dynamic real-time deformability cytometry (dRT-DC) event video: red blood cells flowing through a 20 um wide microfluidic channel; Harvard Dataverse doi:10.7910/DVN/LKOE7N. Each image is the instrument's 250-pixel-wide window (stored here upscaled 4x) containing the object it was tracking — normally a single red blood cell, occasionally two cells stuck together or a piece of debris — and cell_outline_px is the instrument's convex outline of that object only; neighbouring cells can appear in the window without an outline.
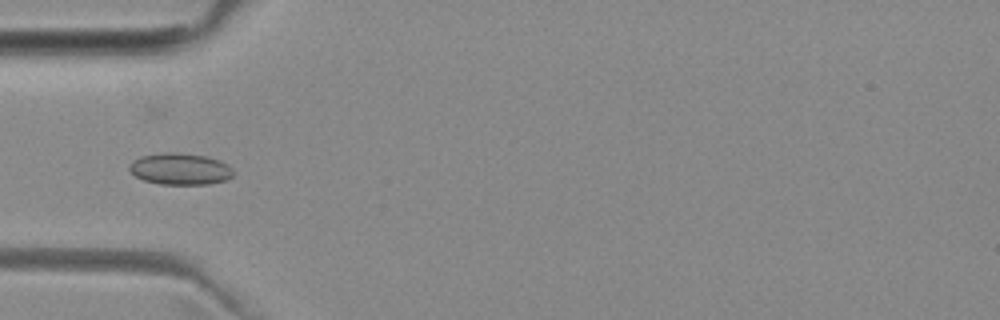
{"species": "common noctule bat (a hibernating species)", "species_latin": "Nyctalus noctula", "temperature_condition": "room temperature", "stored_images_in_passage": 3, "camera_frame_rate_fps": 3000, "um_per_image_px": 0.085, "animal": {"sex": "female", "body_mass_g": 29.2, "forearm_length_mm": 56.3}, "frame": {"image": 1, "passage_image": 3, "time_ms": 3.333, "image_size_px": [1000, 320], "cell_outline_px": [[232, 176], [228, 180], [208, 184], [160, 184], [144, 180], [136, 176], [128, 168], [128, 164], [132, 160], [140, 156], [164, 152], [176, 152], [208, 156], [220, 160], [228, 164], [232, 168]], "centroid_in_image_um": [15.31, 14.35], "position_along_channel_um": 69.7, "area_um2": 19.36}}